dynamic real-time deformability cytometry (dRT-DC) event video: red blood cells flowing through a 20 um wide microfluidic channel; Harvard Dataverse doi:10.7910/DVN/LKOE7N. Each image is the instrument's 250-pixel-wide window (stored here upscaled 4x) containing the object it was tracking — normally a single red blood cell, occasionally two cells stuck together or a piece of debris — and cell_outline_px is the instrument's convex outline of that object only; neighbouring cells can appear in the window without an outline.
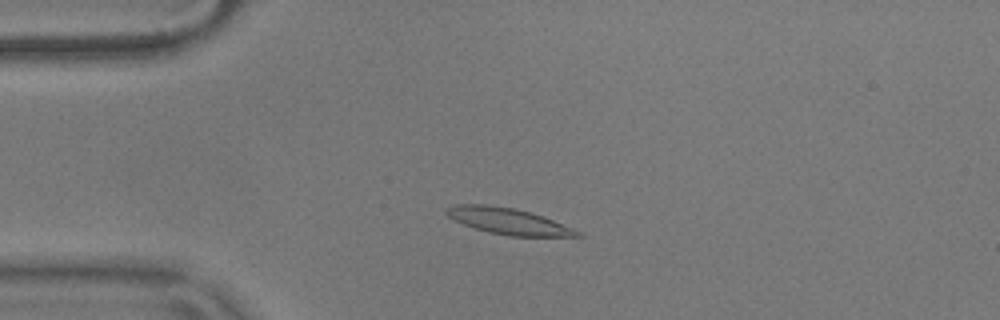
{"species": "common noctule bat (a hibernating species)", "species_latin": "Nyctalus noctula", "temperature_condition": "warm", "stored_images_in_passage": 54, "camera_frame_rate_fps": 3000, "um_per_image_px": 0.085, "animal": {"sex": "male", "body_mass_g": 17.9}, "frame": {"image": 1, "passage_image": 11, "time_ms": 3.333, "image_size_px": [1000, 320], "cell_outline_px": [[584, 236], [508, 236], [488, 232], [452, 220], [444, 212], [444, 208], [456, 204], [488, 204], [516, 208], [552, 220], [572, 228], [580, 232]], "centroid_in_image_um": [43.12, 18.78], "position_along_channel_um": 41.9, "area_um2": 19.88}}
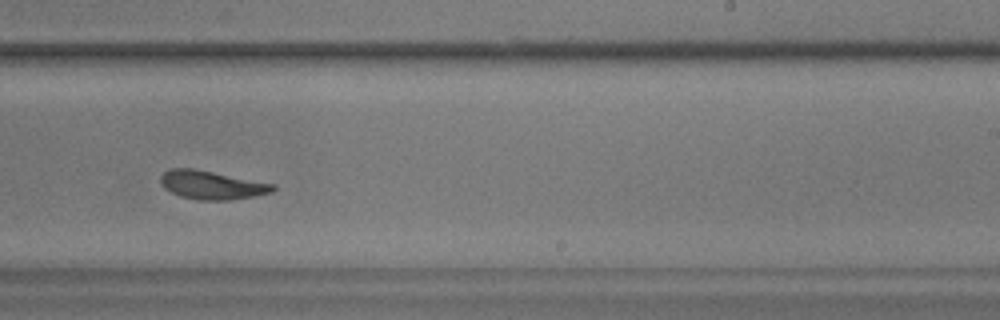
{"frame": {"image": 2, "passage_image": 32, "time_ms": 10.333, "image_size_px": [1000, 320], "cell_outline_px": [[276, 188], [272, 192], [256, 196], [232, 200], [196, 200], [180, 196], [164, 188], [160, 180], [160, 176], [164, 172], [172, 168], [192, 168], [276, 184]], "centroid_in_image_um": [18.02, 15.73], "position_along_channel_um": 271.0, "area_um2": 18.73}}
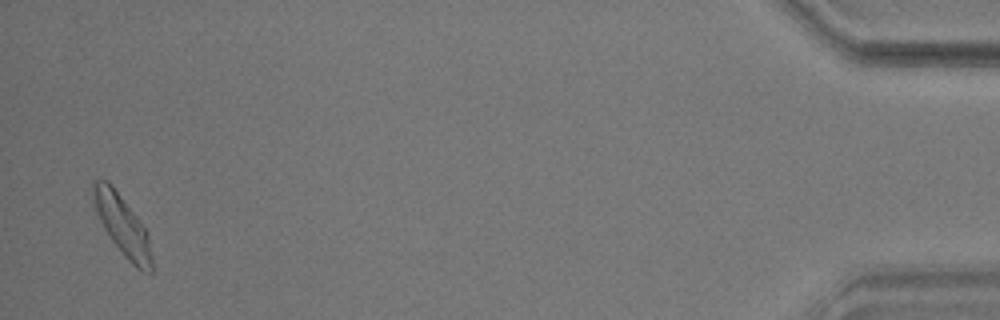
{"frame": {"image": 3, "passage_image": 52, "time_ms": 17.0, "image_size_px": [1000, 320], "cell_outline_px": [[152, 272], [136, 268], [124, 256], [112, 240], [104, 228], [96, 212], [92, 192], [92, 180], [108, 180], [112, 184], [148, 232], [152, 256]], "centroid_in_image_um": [10.4, 19.13], "position_along_channel_um": 424.8, "area_um2": 20.29}, "authors_computed_cell_mechanics": {"area_um2": 19.363, "velocity_mm_per_s": 3.6063, "shape_relaxation_time_tau1_ms": 3.1983, "shape_relaxation_time_tau2_ms": 2.5435, "deformation_change_tau1": 0.1443, "deformation_change_tau2": 0.0969}}